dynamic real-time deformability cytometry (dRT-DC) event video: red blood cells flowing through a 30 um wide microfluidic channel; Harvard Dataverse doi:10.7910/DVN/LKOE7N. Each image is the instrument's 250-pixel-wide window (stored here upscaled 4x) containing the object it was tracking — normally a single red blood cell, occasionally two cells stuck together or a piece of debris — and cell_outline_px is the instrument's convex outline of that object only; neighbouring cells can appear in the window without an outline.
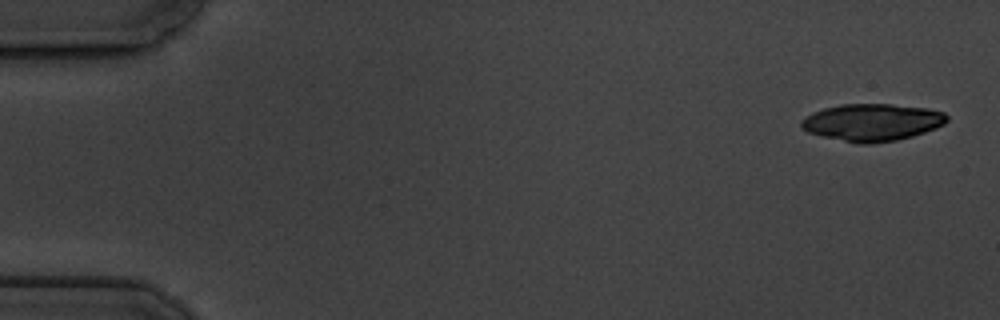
{"species": "common noctule bat (a hibernating species)", "species_latin": "Nyctalus noctula", "temperature_condition": "cold", "stored_images_in_passage": 6, "camera_frame_rate_fps": 3000, "um_per_image_px": 0.085, "animal": {"sex": "male", "body_mass_g": 19.5, "forearm_length_mm": 54.6}, "frame": {"image": 1, "passage_image": 1, "time_ms": 0.0, "image_size_px": [1000, 320], "cell_outline_px": [[948, 120], [944, 124], [936, 128], [912, 136], [896, 140], [872, 144], [856, 144], [808, 132], [800, 128], [800, 120], [804, 116], [812, 112], [824, 108], [840, 104], [892, 104], [928, 108], [944, 112], [948, 116]], "centroid_in_image_um": [74.11, 10.39], "position_along_channel_um": 10.9, "area_um2": 31.85}}